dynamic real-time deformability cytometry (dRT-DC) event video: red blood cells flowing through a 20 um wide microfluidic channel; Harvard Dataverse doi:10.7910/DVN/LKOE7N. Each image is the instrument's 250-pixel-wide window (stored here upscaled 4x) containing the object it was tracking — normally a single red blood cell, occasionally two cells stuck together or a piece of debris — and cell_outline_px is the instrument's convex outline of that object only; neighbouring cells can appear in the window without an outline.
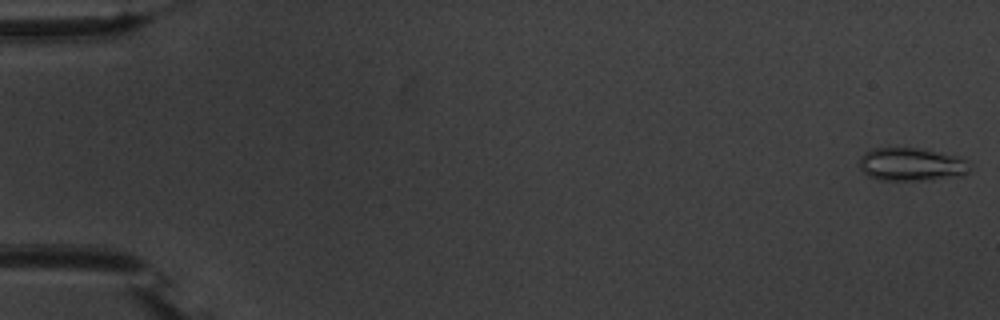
{"species": "common noctule bat (a hibernating species)", "species_latin": "Nyctalus noctula", "temperature_condition": "warm", "stored_images_in_passage": 55, "camera_frame_rate_fps": 3000, "um_per_image_px": 0.085, "animal": {"sex": "male", "body_mass_g": 20.1, "forearm_length_mm": 53.5}, "frame": {"image": 1, "passage_image": 1, "time_ms": 0.0, "image_size_px": [1000, 320], "cell_outline_px": [[972, 172], [960, 176], [932, 180], [880, 180], [868, 176], [860, 168], [860, 156], [864, 152], [872, 148], [920, 148], [960, 156], [968, 160], [972, 164]], "centroid_in_image_um": [77.56, 13.97], "position_along_channel_um": 7.4, "area_um2": 21.91}}
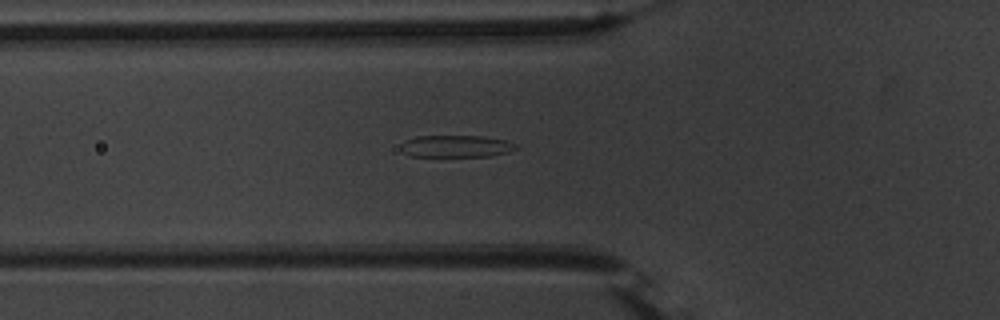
{"frame": {"image": 2, "passage_image": 20, "time_ms": 6.333, "image_size_px": [1000, 320], "cell_outline_px": [[520, 148], [508, 152], [492, 156], [412, 156], [404, 152], [400, 148], [400, 144], [404, 140], [416, 136], [484, 136], [508, 140], [516, 144]], "centroid_in_image_um": [38.81, 12.42], "position_along_channel_um": 87.0, "area_um2": 14.97}}
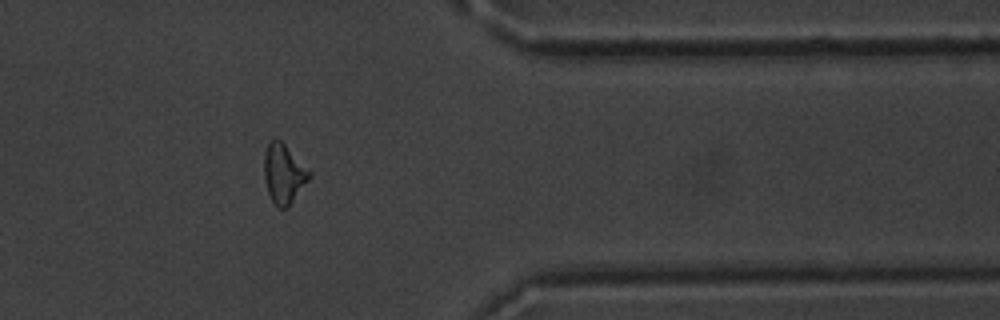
{"frame": {"image": 3, "passage_image": 45, "time_ms": 14.667, "image_size_px": [1000, 320], "cell_outline_px": [[312, 176], [288, 208], [280, 208], [272, 200], [268, 192], [264, 180], [264, 152], [268, 140], [276, 136], [312, 172]], "centroid_in_image_um": [24.11, 14.73], "position_along_channel_um": 387.3, "area_um2": 15.9}, "authors_computed_cell_mechanics": {"area_um2": 15.895, "velocity_mm_per_s": 3.7538, "shape_relaxation_time_tau1_ms": 4.3668, "shape_relaxation_time_tau2_ms": 1.4866, "deformation_change_tau1": 0.1713, "deformation_change_tau2": 0.1185}}